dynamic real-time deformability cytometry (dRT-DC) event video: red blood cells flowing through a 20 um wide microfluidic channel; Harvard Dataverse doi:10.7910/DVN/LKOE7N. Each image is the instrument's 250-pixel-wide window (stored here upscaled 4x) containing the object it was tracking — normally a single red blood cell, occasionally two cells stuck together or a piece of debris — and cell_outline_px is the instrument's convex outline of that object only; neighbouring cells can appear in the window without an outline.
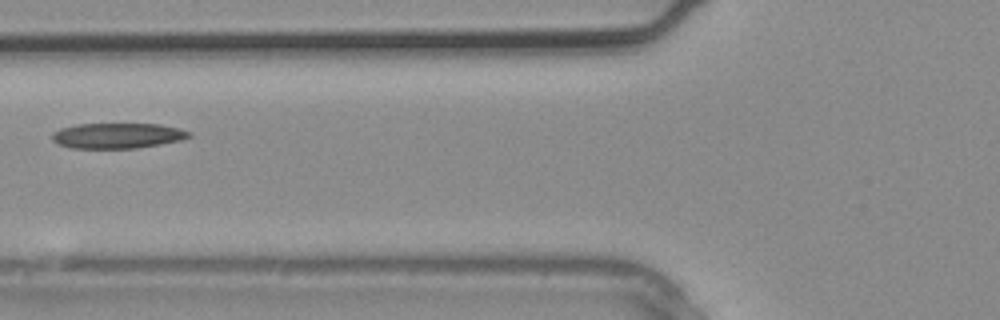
{"species": "common noctule bat (a hibernating species)", "species_latin": "Nyctalus noctula", "temperature_condition": "warm", "stored_images_in_passage": 2, "camera_frame_rate_fps": 3000, "um_per_image_px": 0.085, "animal": {"sex": "male", "body_mass_g": 20.4}, "frame": {"image": 1, "passage_image": 2, "time_ms": 0.333, "image_size_px": [1000, 320], "cell_outline_px": [[192, 136], [184, 140], [136, 148], [72, 148], [56, 144], [52, 140], [52, 132], [60, 128], [76, 124], [160, 124], [180, 128], [192, 132]], "centroid_in_image_um": [10.0, 11.53], "position_along_channel_um": 115.8, "area_um2": 20.52}}